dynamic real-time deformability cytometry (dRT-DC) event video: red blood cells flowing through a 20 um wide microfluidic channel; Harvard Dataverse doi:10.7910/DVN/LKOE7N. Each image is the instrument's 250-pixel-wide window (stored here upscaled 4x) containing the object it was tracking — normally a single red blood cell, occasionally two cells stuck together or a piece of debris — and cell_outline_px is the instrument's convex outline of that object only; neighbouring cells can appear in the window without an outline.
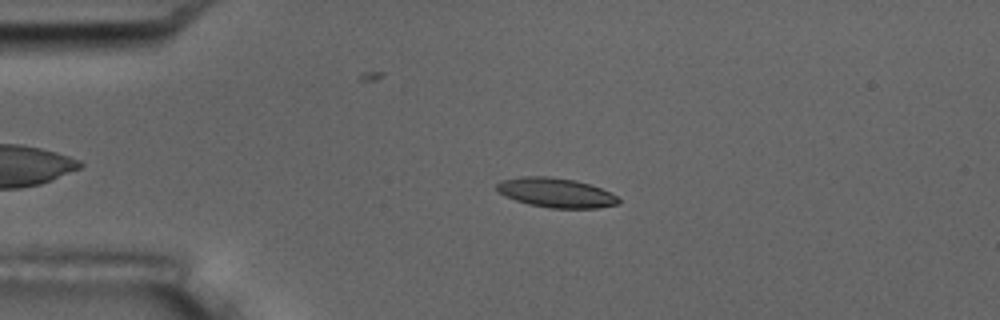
{"species": "common noctule bat (a hibernating species)", "species_latin": "Nyctalus noctula", "temperature_condition": "room temperature", "stored_images_in_passage": 3, "camera_frame_rate_fps": 3000, "um_per_image_px": 0.085, "animal": {"sex": "male", "body_mass_g": 17.5, "forearm_length_mm": 52.3}, "frame": {"image": 1, "passage_image": 2, "time_ms": 1.333, "image_size_px": [1000, 320], "cell_outline_px": [[620, 204], [596, 208], [552, 208], [528, 204], [504, 196], [496, 192], [496, 184], [500, 180], [520, 176], [548, 176], [576, 180], [600, 188], [616, 196], [620, 200]], "centroid_in_image_um": [47.2, 16.37], "position_along_channel_um": 37.8, "area_um2": 21.04}}